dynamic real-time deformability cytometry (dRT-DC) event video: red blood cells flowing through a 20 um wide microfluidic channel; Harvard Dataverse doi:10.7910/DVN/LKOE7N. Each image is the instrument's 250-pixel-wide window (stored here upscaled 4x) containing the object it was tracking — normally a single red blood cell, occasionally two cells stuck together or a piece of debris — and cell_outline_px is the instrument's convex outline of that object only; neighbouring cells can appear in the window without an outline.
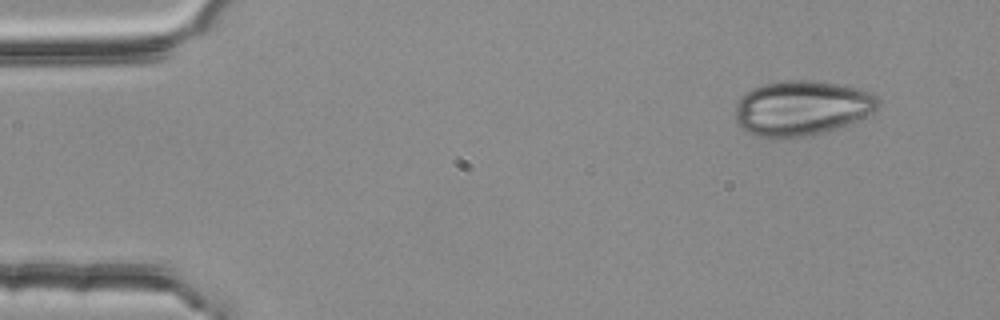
{"species": "common noctule bat (a hibernating species)", "species_latin": "Nyctalus noctula", "temperature_condition": "room temperature", "stored_images_in_passage": 3, "camera_frame_rate_fps": 3000, "um_per_image_px": 0.085, "animal": {"sex": "female", "body_mass_g": 25.1}, "frame": {"image": 1, "passage_image": 1, "time_ms": 0.0, "image_size_px": [1000, 320], "cell_outline_px": [[880, 104], [872, 112], [848, 124], [824, 132], [808, 136], [788, 140], [772, 140], [756, 136], [744, 132], [736, 124], [736, 100], [740, 96], [752, 88], [764, 84], [784, 80], [812, 80], [848, 84], [872, 92], [880, 96]], "centroid_in_image_um": [68.12, 9.2], "position_along_channel_um": 16.9, "area_um2": 47.16}}